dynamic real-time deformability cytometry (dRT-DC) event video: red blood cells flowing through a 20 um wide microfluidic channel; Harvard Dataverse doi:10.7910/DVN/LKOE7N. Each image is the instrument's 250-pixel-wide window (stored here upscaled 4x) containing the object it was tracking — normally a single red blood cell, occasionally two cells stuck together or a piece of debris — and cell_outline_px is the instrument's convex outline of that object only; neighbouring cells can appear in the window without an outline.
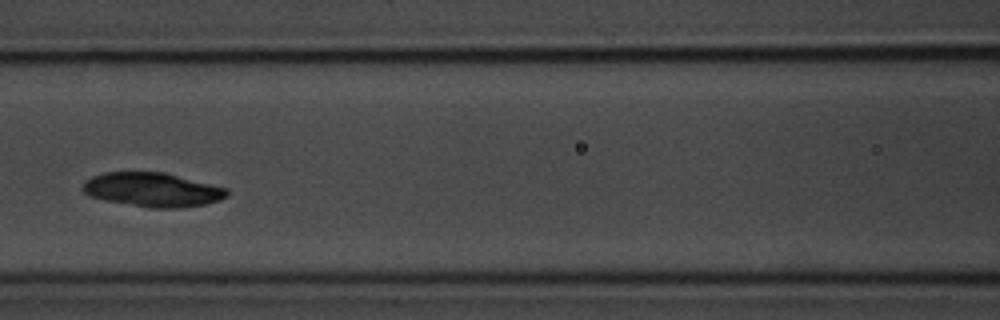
{"species": "common noctule bat (a hibernating species)", "species_latin": "Nyctalus noctula", "temperature_condition": "room temperature", "stored_images_in_passage": 7, "camera_frame_rate_fps": 3000, "um_per_image_px": 0.085, "animal": {"sex": "male", "body_mass_g": 20.1, "forearm_length_mm": 53.5}, "frame": {"image": 1, "passage_image": 6, "time_ms": 5.667, "image_size_px": [1000, 320], "cell_outline_px": [[228, 196], [220, 200], [204, 204], [180, 208], [148, 208], [104, 200], [88, 196], [80, 188], [84, 180], [92, 176], [104, 172], [164, 172], [228, 188]], "centroid_in_image_um": [12.93, 16.13], "position_along_channel_um": 153.7, "area_um2": 28.96}}
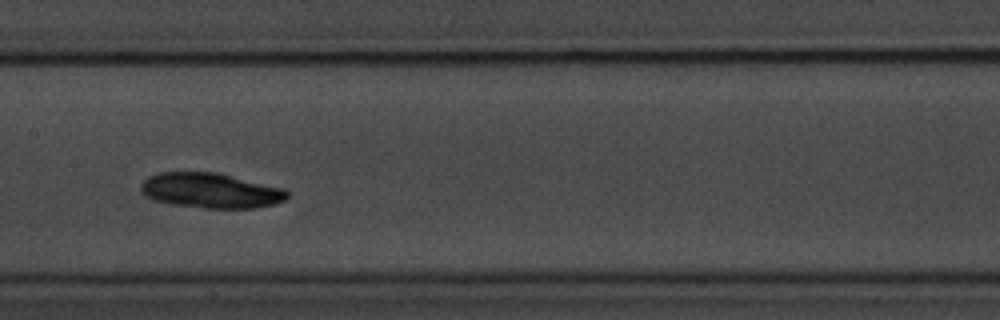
{"frame": {"image": 2, "passage_image": 7, "time_ms": 6.667, "image_size_px": [1000, 320], "cell_outline_px": [[288, 196], [284, 200], [276, 204], [256, 208], [204, 208], [168, 204], [152, 200], [140, 188], [140, 184], [148, 176], [160, 172], [216, 172], [284, 188], [288, 192]], "centroid_in_image_um": [17.91, 16.2], "position_along_channel_um": 189.5, "area_um2": 30.06}}